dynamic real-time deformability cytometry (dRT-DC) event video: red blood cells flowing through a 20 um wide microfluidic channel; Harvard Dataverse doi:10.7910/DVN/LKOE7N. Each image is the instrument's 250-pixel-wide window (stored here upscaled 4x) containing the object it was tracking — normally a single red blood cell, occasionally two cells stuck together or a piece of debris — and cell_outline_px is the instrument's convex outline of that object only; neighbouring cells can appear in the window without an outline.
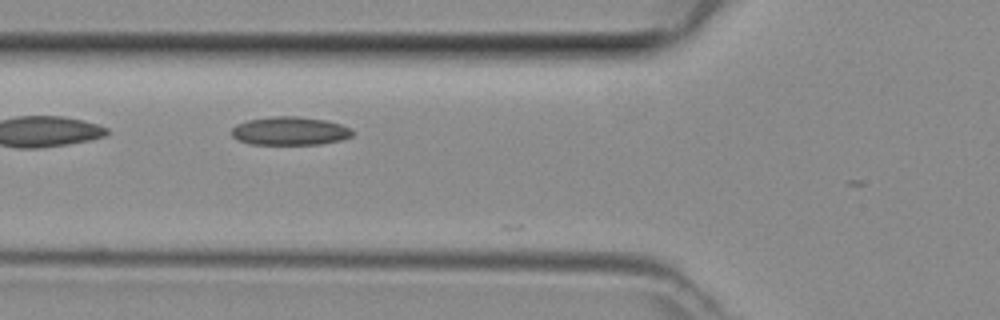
{"species": "common noctule bat (a hibernating species)", "species_latin": "Nyctalus noctula", "temperature_condition": "room temperature", "stored_images_in_passage": 6, "camera_frame_rate_fps": 3000, "um_per_image_px": 0.085, "animal": {"sex": "female", "body_mass_g": 29.2, "forearm_length_mm": 56.3}, "frame": {"image": 1, "passage_image": 3, "time_ms": 0.667, "image_size_px": [1000, 320], "cell_outline_px": [[352, 136], [340, 140], [320, 144], [252, 144], [236, 140], [232, 136], [232, 128], [236, 124], [248, 120], [272, 116], [296, 116], [328, 120], [352, 128]], "centroid_in_image_um": [24.63, 11.13], "position_along_channel_um": 101.2, "area_um2": 20.06}}